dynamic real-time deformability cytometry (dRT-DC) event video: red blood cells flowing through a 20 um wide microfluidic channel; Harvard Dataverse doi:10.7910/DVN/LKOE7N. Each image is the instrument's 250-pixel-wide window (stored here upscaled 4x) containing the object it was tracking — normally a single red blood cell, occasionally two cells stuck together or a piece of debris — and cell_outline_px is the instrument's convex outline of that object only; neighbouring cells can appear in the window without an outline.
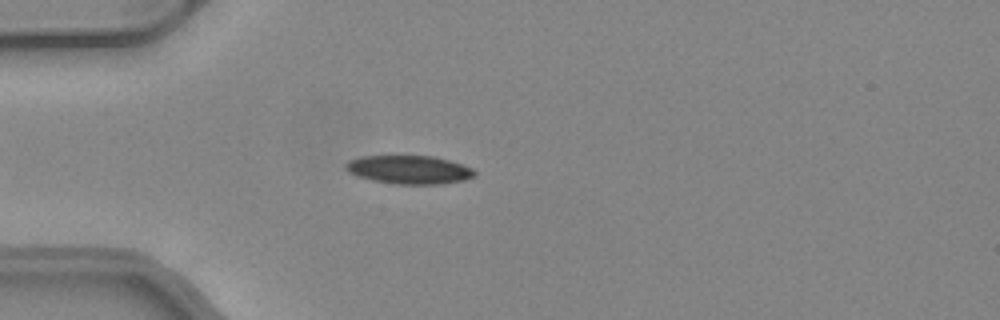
{"species": "common noctule bat (a hibernating species)", "species_latin": "Nyctalus noctula", "temperature_condition": "warm", "stored_images_in_passage": 42, "camera_frame_rate_fps": 3000, "um_per_image_px": 0.085, "animal": {"sex": "female", "body_mass_g": 24.6, "forearm_length_mm": 56.2}, "frame": {"image": 1, "passage_image": 9, "time_ms": 2.667, "image_size_px": [1000, 320], "cell_outline_px": [[476, 176], [464, 180], [444, 184], [396, 184], [372, 180], [356, 176], [348, 172], [344, 168], [344, 164], [348, 160], [360, 156], [432, 156], [448, 160], [472, 168], [476, 172]], "centroid_in_image_um": [34.74, 14.43], "position_along_channel_um": 50.3, "area_um2": 21.5}}
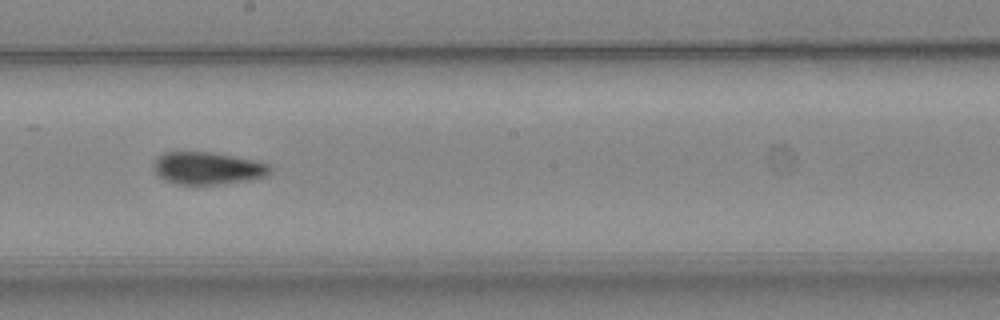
{"frame": {"image": 2, "passage_image": 23, "time_ms": 7.333, "image_size_px": [1000, 320], "cell_outline_px": [[272, 172], [268, 176], [252, 180], [220, 184], [176, 184], [164, 180], [152, 168], [156, 156], [164, 152], [212, 152], [256, 160], [268, 164], [272, 168]], "centroid_in_image_um": [17.68, 14.3], "position_along_channel_um": 230.5, "area_um2": 22.31}}
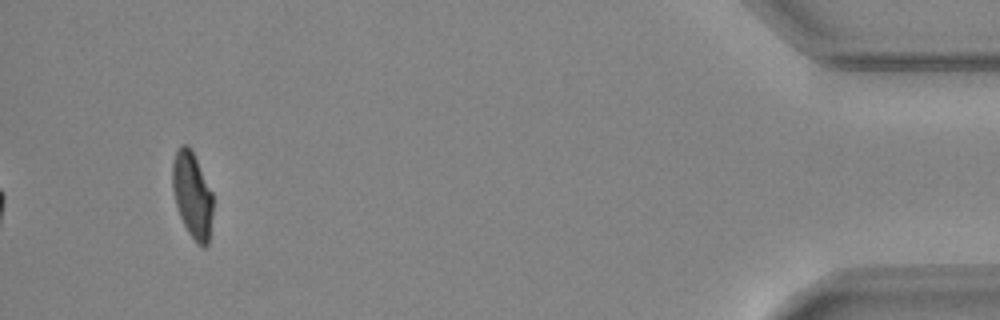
{"frame": {"image": 3, "passage_image": 42, "time_ms": 13.667, "image_size_px": [1000, 320], "cell_outline_px": [[212, 212], [208, 244], [204, 248], [196, 244], [188, 232], [176, 208], [172, 188], [172, 164], [176, 152], [180, 144], [188, 144], [192, 148], [212, 192]], "centroid_in_image_um": [16.33, 16.55], "position_along_channel_um": 418.9, "area_um2": 20.52}, "authors_computed_cell_mechanics": {"area_um2": 21.8195, "velocity_mm_per_s": 4.1498, "shape_relaxation_time_tau1_ms": 8.4615, "shape_relaxation_time_tau2_ms": 2.6615, "deformation_change_tau1": 0.2234, "deformation_change_tau2": 0.0763}}